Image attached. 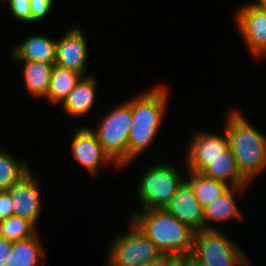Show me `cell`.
Segmentation results:
<instances>
[{"label": "cell", "instance_id": "6da1fadb", "mask_svg": "<svg viewBox=\"0 0 266 266\" xmlns=\"http://www.w3.org/2000/svg\"><path fill=\"white\" fill-rule=\"evenodd\" d=\"M168 89L157 85L131 98L132 124L128 135V164L155 140L166 114Z\"/></svg>", "mask_w": 266, "mask_h": 266}, {"label": "cell", "instance_id": "7a4b0ae2", "mask_svg": "<svg viewBox=\"0 0 266 266\" xmlns=\"http://www.w3.org/2000/svg\"><path fill=\"white\" fill-rule=\"evenodd\" d=\"M231 110L224 122L229 148L241 174L252 182L266 169V134L250 123L241 112Z\"/></svg>", "mask_w": 266, "mask_h": 266}, {"label": "cell", "instance_id": "3957f363", "mask_svg": "<svg viewBox=\"0 0 266 266\" xmlns=\"http://www.w3.org/2000/svg\"><path fill=\"white\" fill-rule=\"evenodd\" d=\"M131 221L156 245L162 254L175 257L192 252L195 231L165 209L131 212Z\"/></svg>", "mask_w": 266, "mask_h": 266}, {"label": "cell", "instance_id": "277c9868", "mask_svg": "<svg viewBox=\"0 0 266 266\" xmlns=\"http://www.w3.org/2000/svg\"><path fill=\"white\" fill-rule=\"evenodd\" d=\"M132 124L131 98L118 104L102 119L97 128L91 131L104 151L119 166L128 165V135Z\"/></svg>", "mask_w": 266, "mask_h": 266}, {"label": "cell", "instance_id": "5b68a950", "mask_svg": "<svg viewBox=\"0 0 266 266\" xmlns=\"http://www.w3.org/2000/svg\"><path fill=\"white\" fill-rule=\"evenodd\" d=\"M186 179L175 165L158 163L148 168L137 185V198L142 209H164Z\"/></svg>", "mask_w": 266, "mask_h": 266}, {"label": "cell", "instance_id": "8992f818", "mask_svg": "<svg viewBox=\"0 0 266 266\" xmlns=\"http://www.w3.org/2000/svg\"><path fill=\"white\" fill-rule=\"evenodd\" d=\"M239 246L220 228L204 229L195 232L192 252L205 266H250Z\"/></svg>", "mask_w": 266, "mask_h": 266}, {"label": "cell", "instance_id": "52a82bcc", "mask_svg": "<svg viewBox=\"0 0 266 266\" xmlns=\"http://www.w3.org/2000/svg\"><path fill=\"white\" fill-rule=\"evenodd\" d=\"M129 221V230L112 241L106 266H144L162 255L156 245Z\"/></svg>", "mask_w": 266, "mask_h": 266}, {"label": "cell", "instance_id": "ba28073f", "mask_svg": "<svg viewBox=\"0 0 266 266\" xmlns=\"http://www.w3.org/2000/svg\"><path fill=\"white\" fill-rule=\"evenodd\" d=\"M235 12L236 28L251 56L256 61L266 59V11L252 1L242 4Z\"/></svg>", "mask_w": 266, "mask_h": 266}, {"label": "cell", "instance_id": "9c48e42d", "mask_svg": "<svg viewBox=\"0 0 266 266\" xmlns=\"http://www.w3.org/2000/svg\"><path fill=\"white\" fill-rule=\"evenodd\" d=\"M188 148V149H187ZM184 156L187 170L201 173L213 160L222 156L229 148L226 131L222 134L199 131L193 134Z\"/></svg>", "mask_w": 266, "mask_h": 266}, {"label": "cell", "instance_id": "30bf717a", "mask_svg": "<svg viewBox=\"0 0 266 266\" xmlns=\"http://www.w3.org/2000/svg\"><path fill=\"white\" fill-rule=\"evenodd\" d=\"M87 45L86 36L78 24L76 27H71L59 40H56L55 64L82 76H88L86 65L89 46Z\"/></svg>", "mask_w": 266, "mask_h": 266}, {"label": "cell", "instance_id": "8fae6325", "mask_svg": "<svg viewBox=\"0 0 266 266\" xmlns=\"http://www.w3.org/2000/svg\"><path fill=\"white\" fill-rule=\"evenodd\" d=\"M73 132L71 143L72 154L75 160L90 175H97L100 167L104 164H113L119 167L111 157L104 151L103 147L91 131V128L80 126Z\"/></svg>", "mask_w": 266, "mask_h": 266}, {"label": "cell", "instance_id": "7c38bea8", "mask_svg": "<svg viewBox=\"0 0 266 266\" xmlns=\"http://www.w3.org/2000/svg\"><path fill=\"white\" fill-rule=\"evenodd\" d=\"M38 180L30 171L8 189L12 198L13 215L27 219L35 226L42 210L41 186Z\"/></svg>", "mask_w": 266, "mask_h": 266}, {"label": "cell", "instance_id": "4fadbf2b", "mask_svg": "<svg viewBox=\"0 0 266 266\" xmlns=\"http://www.w3.org/2000/svg\"><path fill=\"white\" fill-rule=\"evenodd\" d=\"M164 209L195 232L205 229L203 207L186 179Z\"/></svg>", "mask_w": 266, "mask_h": 266}, {"label": "cell", "instance_id": "5bb4252c", "mask_svg": "<svg viewBox=\"0 0 266 266\" xmlns=\"http://www.w3.org/2000/svg\"><path fill=\"white\" fill-rule=\"evenodd\" d=\"M247 187H230L224 194L203 208L205 229H218L211 222L225 223L241 220L243 213L239 209L235 196L245 193ZM211 225V226H210Z\"/></svg>", "mask_w": 266, "mask_h": 266}, {"label": "cell", "instance_id": "9a60e30c", "mask_svg": "<svg viewBox=\"0 0 266 266\" xmlns=\"http://www.w3.org/2000/svg\"><path fill=\"white\" fill-rule=\"evenodd\" d=\"M96 82L92 75L80 78L75 88L60 105L67 116L78 119L91 111L96 101Z\"/></svg>", "mask_w": 266, "mask_h": 266}, {"label": "cell", "instance_id": "2e32d148", "mask_svg": "<svg viewBox=\"0 0 266 266\" xmlns=\"http://www.w3.org/2000/svg\"><path fill=\"white\" fill-rule=\"evenodd\" d=\"M10 49L14 60H31L55 64L56 39L42 35H30Z\"/></svg>", "mask_w": 266, "mask_h": 266}, {"label": "cell", "instance_id": "e0dca14e", "mask_svg": "<svg viewBox=\"0 0 266 266\" xmlns=\"http://www.w3.org/2000/svg\"><path fill=\"white\" fill-rule=\"evenodd\" d=\"M206 177L225 182L231 187H249L251 184L238 169L236 159L228 148L201 172Z\"/></svg>", "mask_w": 266, "mask_h": 266}, {"label": "cell", "instance_id": "ac0fdd59", "mask_svg": "<svg viewBox=\"0 0 266 266\" xmlns=\"http://www.w3.org/2000/svg\"><path fill=\"white\" fill-rule=\"evenodd\" d=\"M23 64L24 86L29 95L34 98H45L47 96L52 67L54 64L31 60H15Z\"/></svg>", "mask_w": 266, "mask_h": 266}, {"label": "cell", "instance_id": "d6986e66", "mask_svg": "<svg viewBox=\"0 0 266 266\" xmlns=\"http://www.w3.org/2000/svg\"><path fill=\"white\" fill-rule=\"evenodd\" d=\"M38 232L26 239L12 242V253L7 266H44L45 249Z\"/></svg>", "mask_w": 266, "mask_h": 266}, {"label": "cell", "instance_id": "ffe728a7", "mask_svg": "<svg viewBox=\"0 0 266 266\" xmlns=\"http://www.w3.org/2000/svg\"><path fill=\"white\" fill-rule=\"evenodd\" d=\"M81 77L82 75L75 71L54 64L49 90L45 99L51 104L61 105Z\"/></svg>", "mask_w": 266, "mask_h": 266}, {"label": "cell", "instance_id": "44dd1931", "mask_svg": "<svg viewBox=\"0 0 266 266\" xmlns=\"http://www.w3.org/2000/svg\"><path fill=\"white\" fill-rule=\"evenodd\" d=\"M186 180L193 188L195 197L204 208L219 196L224 194L231 186L225 182L215 180L201 173L187 171Z\"/></svg>", "mask_w": 266, "mask_h": 266}, {"label": "cell", "instance_id": "7402d4cb", "mask_svg": "<svg viewBox=\"0 0 266 266\" xmlns=\"http://www.w3.org/2000/svg\"><path fill=\"white\" fill-rule=\"evenodd\" d=\"M30 171L25 160H17L7 149H0V191L8 190Z\"/></svg>", "mask_w": 266, "mask_h": 266}, {"label": "cell", "instance_id": "603a6c76", "mask_svg": "<svg viewBox=\"0 0 266 266\" xmlns=\"http://www.w3.org/2000/svg\"><path fill=\"white\" fill-rule=\"evenodd\" d=\"M37 232V227L25 218L13 215L0 221V237L12 242L29 238Z\"/></svg>", "mask_w": 266, "mask_h": 266}, {"label": "cell", "instance_id": "cb8c5ba5", "mask_svg": "<svg viewBox=\"0 0 266 266\" xmlns=\"http://www.w3.org/2000/svg\"><path fill=\"white\" fill-rule=\"evenodd\" d=\"M30 0H1L0 3H7L11 15L22 23H32Z\"/></svg>", "mask_w": 266, "mask_h": 266}, {"label": "cell", "instance_id": "d4e9b609", "mask_svg": "<svg viewBox=\"0 0 266 266\" xmlns=\"http://www.w3.org/2000/svg\"><path fill=\"white\" fill-rule=\"evenodd\" d=\"M53 4L54 0H30L29 5L31 9L32 23L41 21L49 15L54 6Z\"/></svg>", "mask_w": 266, "mask_h": 266}, {"label": "cell", "instance_id": "484cf974", "mask_svg": "<svg viewBox=\"0 0 266 266\" xmlns=\"http://www.w3.org/2000/svg\"><path fill=\"white\" fill-rule=\"evenodd\" d=\"M13 216L12 198L8 190L0 191V221Z\"/></svg>", "mask_w": 266, "mask_h": 266}, {"label": "cell", "instance_id": "4316f807", "mask_svg": "<svg viewBox=\"0 0 266 266\" xmlns=\"http://www.w3.org/2000/svg\"><path fill=\"white\" fill-rule=\"evenodd\" d=\"M12 253V241L0 237V266H7Z\"/></svg>", "mask_w": 266, "mask_h": 266}, {"label": "cell", "instance_id": "83f0119b", "mask_svg": "<svg viewBox=\"0 0 266 266\" xmlns=\"http://www.w3.org/2000/svg\"><path fill=\"white\" fill-rule=\"evenodd\" d=\"M179 266H205L193 252L180 254L176 257Z\"/></svg>", "mask_w": 266, "mask_h": 266}, {"label": "cell", "instance_id": "f1b7e54d", "mask_svg": "<svg viewBox=\"0 0 266 266\" xmlns=\"http://www.w3.org/2000/svg\"><path fill=\"white\" fill-rule=\"evenodd\" d=\"M176 263L177 260L175 256L170 254H162L144 266H174Z\"/></svg>", "mask_w": 266, "mask_h": 266}, {"label": "cell", "instance_id": "f546056e", "mask_svg": "<svg viewBox=\"0 0 266 266\" xmlns=\"http://www.w3.org/2000/svg\"><path fill=\"white\" fill-rule=\"evenodd\" d=\"M253 2L261 8H266V0H255Z\"/></svg>", "mask_w": 266, "mask_h": 266}]
</instances>
